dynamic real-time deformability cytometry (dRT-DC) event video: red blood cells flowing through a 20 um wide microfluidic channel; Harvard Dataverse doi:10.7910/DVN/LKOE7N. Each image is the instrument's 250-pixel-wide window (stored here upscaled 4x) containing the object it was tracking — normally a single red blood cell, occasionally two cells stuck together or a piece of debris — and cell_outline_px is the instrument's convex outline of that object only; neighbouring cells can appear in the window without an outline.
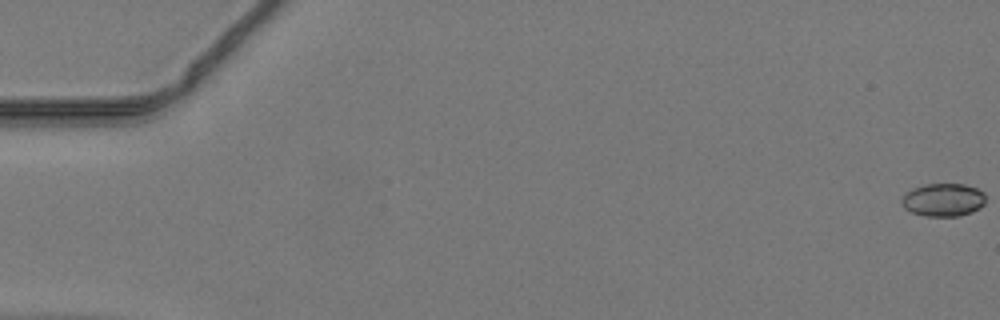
{"species": "common noctule bat (a hibernating species)", "species_latin": "Nyctalus noctula", "temperature_condition": "warm", "stored_images_in_passage": 11, "camera_frame_rate_fps": 3000, "um_per_image_px": 0.085, "animal": {"sex": "male", "body_mass_g": 19.2, "forearm_length_mm": 51.8}, "frame": {"image": 1, "passage_image": 1, "time_ms": 0.0, "image_size_px": [1000, 320], "cell_outline_px": [[984, 204], [980, 208], [972, 212], [960, 216], [924, 216], [912, 212], [904, 208], [900, 200], [912, 188], [924, 184], [964, 184], [976, 188], [984, 192]], "centroid_in_image_um": [80.18, 16.99], "position_along_channel_um": 4.8, "area_um2": 16.18}}